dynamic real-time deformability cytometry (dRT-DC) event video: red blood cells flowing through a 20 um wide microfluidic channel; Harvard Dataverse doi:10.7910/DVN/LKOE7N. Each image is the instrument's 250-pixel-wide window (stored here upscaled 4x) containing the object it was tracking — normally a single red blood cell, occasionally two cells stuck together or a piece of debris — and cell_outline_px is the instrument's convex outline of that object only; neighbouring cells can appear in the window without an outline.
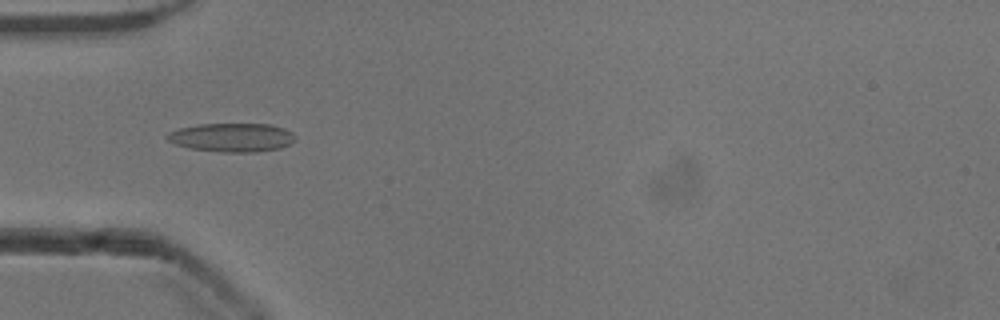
{"species": "common noctule bat (a hibernating species)", "species_latin": "Nyctalus noctula", "temperature_condition": "cold", "stored_images_in_passage": 52, "camera_frame_rate_fps": 3000, "um_per_image_px": 0.085, "animal": {"sex": "male", "body_mass_g": 13.3}, "frame": {"image": 1, "passage_image": 16, "time_ms": 5.0, "image_size_px": [1000, 320], "cell_outline_px": [[296, 140], [292, 144], [280, 148], [256, 152], [220, 152], [188, 148], [176, 144], [168, 140], [164, 136], [168, 132], [180, 128], [200, 124], [268, 124], [284, 128], [292, 132], [296, 136]], "centroid_in_image_um": [19.74, 11.69], "position_along_channel_um": 65.3, "area_um2": 21.62}}
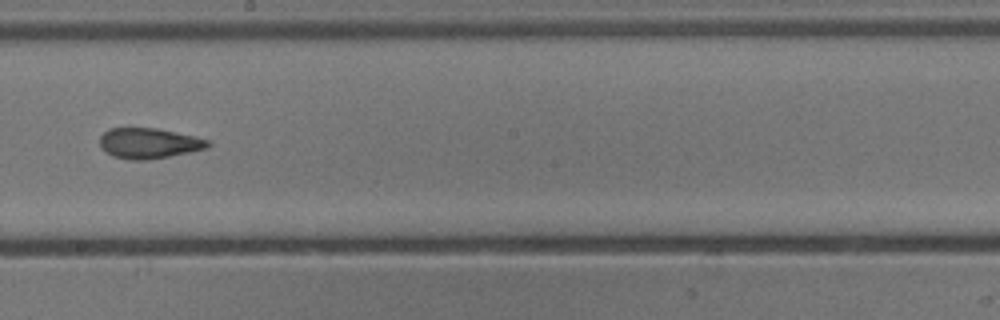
{"frame": {"image": 2, "passage_image": 29, "time_ms": 9.333, "image_size_px": [1000, 320], "cell_outline_px": [[212, 144], [208, 148], [168, 156], [144, 160], [132, 160], [112, 156], [100, 148], [100, 136], [108, 128], [156, 128], [212, 140]], "centroid_in_image_um": [12.65, 12.17], "position_along_channel_um": 235.5, "area_um2": 19.19}}
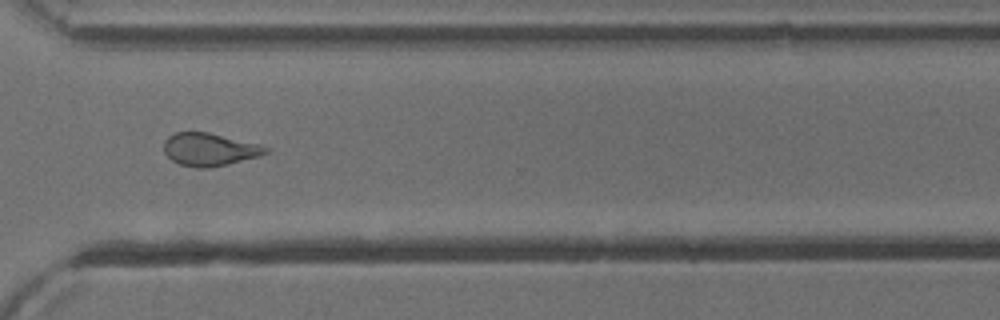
{"frame": {"image": 3, "passage_image": 38, "time_ms": 12.333, "image_size_px": [1000, 320], "cell_outline_px": [[272, 152], [260, 156], [228, 164], [208, 168], [196, 168], [180, 164], [172, 160], [164, 152], [164, 140], [168, 136], [176, 132], [208, 132], [260, 144], [268, 148]], "centroid_in_image_um": [17.83, 12.7], "position_along_channel_um": 352.8, "area_um2": 19.59}, "authors_computed_cell_mechanics": {"area_um2": 19.8832, "velocity_mm_per_s": 3.923, "shape_relaxation_time_tau1_ms": null, "shape_relaxation_time_tau2_ms": 2.154, "deformation_change_tau1": null, "deformation_change_tau2": 0.1079}}